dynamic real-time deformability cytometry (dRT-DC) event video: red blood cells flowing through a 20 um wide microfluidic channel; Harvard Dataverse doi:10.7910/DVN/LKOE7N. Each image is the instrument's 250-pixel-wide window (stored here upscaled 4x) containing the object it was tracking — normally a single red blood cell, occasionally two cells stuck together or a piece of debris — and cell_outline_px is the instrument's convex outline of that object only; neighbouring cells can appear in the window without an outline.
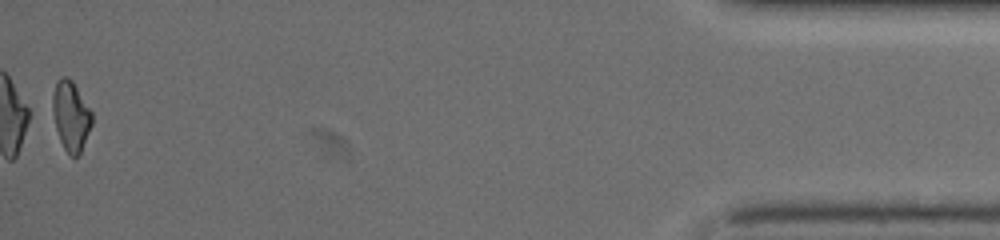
{"species": "common noctule bat (a hibernating species)", "species_latin": "Nyctalus noctula", "temperature_condition": "warm", "stored_images_in_passage": 68, "camera_frame_rate_fps": 3000, "um_per_image_px": 0.085, "animal": {"sex": "female", "body_mass_g": 19.5, "forearm_length_mm": 54.1}, "frame": {"image": 1, "passage_image": 67, "time_ms": 11.667, "image_size_px": [1000, 240], "cell_outline_px": [[92, 124], [80, 152], [76, 156], [72, 156], [64, 148], [60, 140], [56, 128], [52, 108], [52, 96], [56, 84], [64, 76], [72, 80], [92, 112]], "centroid_in_image_um": [6.03, 9.85], "position_along_channel_um": 429.2, "area_um2": 15.55}, "authors_computed_cell_mechanics": {"area_um2": 15.9239, "velocity_mm_per_s": 4.0059, "shape_relaxation_time_tau1_ms": 7.2481, "shape_relaxation_time_tau2_ms": 9.9482, "deformation_change_tau1": 0.1724, "deformation_change_tau2": 0.2208}}